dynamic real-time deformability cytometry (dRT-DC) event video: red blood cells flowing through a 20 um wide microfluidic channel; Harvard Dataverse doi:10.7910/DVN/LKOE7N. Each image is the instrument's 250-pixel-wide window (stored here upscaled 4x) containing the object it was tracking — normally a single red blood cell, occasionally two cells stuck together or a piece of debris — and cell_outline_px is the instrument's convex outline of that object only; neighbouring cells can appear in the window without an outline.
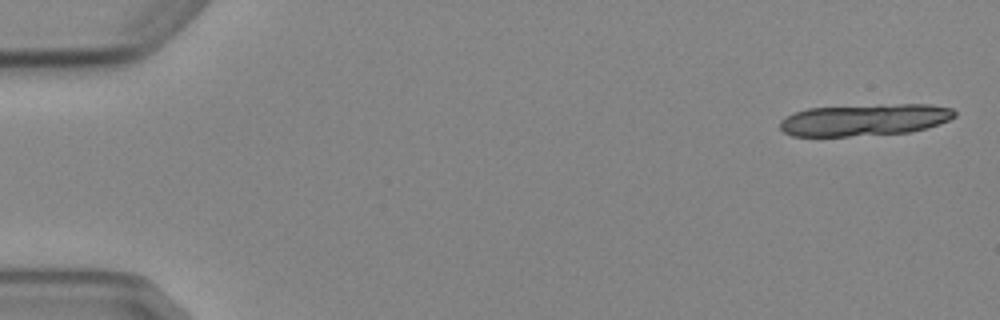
{"species": "Egyptian fruit bat (a non-hibernating species)", "species_latin": "Rousettus aegyptiacus", "temperature_condition": "cold", "stored_images_in_passage": 4, "camera_frame_rate_fps": 3000, "um_per_image_px": 0.085, "animal": {"sex": "female"}, "frame": {"image": 1, "passage_image": 1, "time_ms": 0.0, "image_size_px": [1000, 320], "cell_outline_px": [[956, 116], [948, 120], [912, 132], [848, 136], [792, 136], [784, 132], [780, 128], [780, 120], [792, 112], [808, 108], [880, 104], [928, 104], [952, 108], [956, 112]], "centroid_in_image_um": [73.45, 10.17], "position_along_channel_um": 11.5, "area_um2": 32.54}}